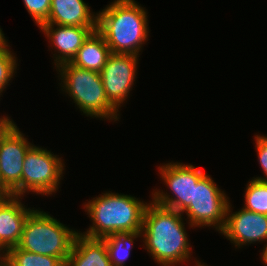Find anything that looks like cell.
<instances>
[{"mask_svg":"<svg viewBox=\"0 0 267 266\" xmlns=\"http://www.w3.org/2000/svg\"><path fill=\"white\" fill-rule=\"evenodd\" d=\"M2 264V254L0 253V265Z\"/></svg>","mask_w":267,"mask_h":266,"instance_id":"obj_28","label":"cell"},{"mask_svg":"<svg viewBox=\"0 0 267 266\" xmlns=\"http://www.w3.org/2000/svg\"><path fill=\"white\" fill-rule=\"evenodd\" d=\"M245 190L243 208L267 215V182L252 178Z\"/></svg>","mask_w":267,"mask_h":266,"instance_id":"obj_19","label":"cell"},{"mask_svg":"<svg viewBox=\"0 0 267 266\" xmlns=\"http://www.w3.org/2000/svg\"><path fill=\"white\" fill-rule=\"evenodd\" d=\"M138 59L132 54L112 53L100 72L107 99L118 111L133 90Z\"/></svg>","mask_w":267,"mask_h":266,"instance_id":"obj_10","label":"cell"},{"mask_svg":"<svg viewBox=\"0 0 267 266\" xmlns=\"http://www.w3.org/2000/svg\"><path fill=\"white\" fill-rule=\"evenodd\" d=\"M11 194L0 192V205L10 196Z\"/></svg>","mask_w":267,"mask_h":266,"instance_id":"obj_25","label":"cell"},{"mask_svg":"<svg viewBox=\"0 0 267 266\" xmlns=\"http://www.w3.org/2000/svg\"><path fill=\"white\" fill-rule=\"evenodd\" d=\"M261 262L267 266V244L264 245L260 256Z\"/></svg>","mask_w":267,"mask_h":266,"instance_id":"obj_24","label":"cell"},{"mask_svg":"<svg viewBox=\"0 0 267 266\" xmlns=\"http://www.w3.org/2000/svg\"><path fill=\"white\" fill-rule=\"evenodd\" d=\"M79 230L71 229L43 210L28 216L18 247L35 254L61 258L65 263Z\"/></svg>","mask_w":267,"mask_h":266,"instance_id":"obj_5","label":"cell"},{"mask_svg":"<svg viewBox=\"0 0 267 266\" xmlns=\"http://www.w3.org/2000/svg\"><path fill=\"white\" fill-rule=\"evenodd\" d=\"M8 115L0 116V135L8 128V126L13 122V119Z\"/></svg>","mask_w":267,"mask_h":266,"instance_id":"obj_23","label":"cell"},{"mask_svg":"<svg viewBox=\"0 0 267 266\" xmlns=\"http://www.w3.org/2000/svg\"><path fill=\"white\" fill-rule=\"evenodd\" d=\"M56 71L61 92L73 99L81 113L93 119L119 121L120 111L108 101L99 72L78 68L70 62L60 64Z\"/></svg>","mask_w":267,"mask_h":266,"instance_id":"obj_4","label":"cell"},{"mask_svg":"<svg viewBox=\"0 0 267 266\" xmlns=\"http://www.w3.org/2000/svg\"><path fill=\"white\" fill-rule=\"evenodd\" d=\"M51 150L33 145L24 157L22 169V197L32 192L36 195L55 194L65 173V162Z\"/></svg>","mask_w":267,"mask_h":266,"instance_id":"obj_6","label":"cell"},{"mask_svg":"<svg viewBox=\"0 0 267 266\" xmlns=\"http://www.w3.org/2000/svg\"><path fill=\"white\" fill-rule=\"evenodd\" d=\"M39 29L51 43L48 47H54V52L50 51L55 53L53 63L57 68L60 64L72 61L83 42L97 27L41 25Z\"/></svg>","mask_w":267,"mask_h":266,"instance_id":"obj_12","label":"cell"},{"mask_svg":"<svg viewBox=\"0 0 267 266\" xmlns=\"http://www.w3.org/2000/svg\"><path fill=\"white\" fill-rule=\"evenodd\" d=\"M0 27H1V26H0ZM4 35H5V34L3 33L2 28H0V43H2L5 39H7V38H5Z\"/></svg>","mask_w":267,"mask_h":266,"instance_id":"obj_26","label":"cell"},{"mask_svg":"<svg viewBox=\"0 0 267 266\" xmlns=\"http://www.w3.org/2000/svg\"><path fill=\"white\" fill-rule=\"evenodd\" d=\"M10 47L8 39L0 43V97L17 73L18 60Z\"/></svg>","mask_w":267,"mask_h":266,"instance_id":"obj_20","label":"cell"},{"mask_svg":"<svg viewBox=\"0 0 267 266\" xmlns=\"http://www.w3.org/2000/svg\"><path fill=\"white\" fill-rule=\"evenodd\" d=\"M232 205L229 201L225 226L220 233L238 249L256 242L267 244V215L244 208L233 212Z\"/></svg>","mask_w":267,"mask_h":266,"instance_id":"obj_11","label":"cell"},{"mask_svg":"<svg viewBox=\"0 0 267 266\" xmlns=\"http://www.w3.org/2000/svg\"><path fill=\"white\" fill-rule=\"evenodd\" d=\"M22 199L21 196L10 195L0 205V253L2 255L8 249L18 246L24 224L35 209L24 205Z\"/></svg>","mask_w":267,"mask_h":266,"instance_id":"obj_13","label":"cell"},{"mask_svg":"<svg viewBox=\"0 0 267 266\" xmlns=\"http://www.w3.org/2000/svg\"><path fill=\"white\" fill-rule=\"evenodd\" d=\"M137 238H142L141 231L111 234L102 238L112 266H126Z\"/></svg>","mask_w":267,"mask_h":266,"instance_id":"obj_17","label":"cell"},{"mask_svg":"<svg viewBox=\"0 0 267 266\" xmlns=\"http://www.w3.org/2000/svg\"><path fill=\"white\" fill-rule=\"evenodd\" d=\"M229 199L206 173L194 186L193 202L182 214H186V221L192 229L205 226L215 228L220 233L225 226Z\"/></svg>","mask_w":267,"mask_h":266,"instance_id":"obj_8","label":"cell"},{"mask_svg":"<svg viewBox=\"0 0 267 266\" xmlns=\"http://www.w3.org/2000/svg\"><path fill=\"white\" fill-rule=\"evenodd\" d=\"M4 266H66L58 257L44 256L20 249L18 246L8 249L2 255Z\"/></svg>","mask_w":267,"mask_h":266,"instance_id":"obj_18","label":"cell"},{"mask_svg":"<svg viewBox=\"0 0 267 266\" xmlns=\"http://www.w3.org/2000/svg\"><path fill=\"white\" fill-rule=\"evenodd\" d=\"M66 266H112V264L103 239L90 238L78 233Z\"/></svg>","mask_w":267,"mask_h":266,"instance_id":"obj_15","label":"cell"},{"mask_svg":"<svg viewBox=\"0 0 267 266\" xmlns=\"http://www.w3.org/2000/svg\"><path fill=\"white\" fill-rule=\"evenodd\" d=\"M111 54L104 37L96 30L83 42L70 63L78 68L100 73Z\"/></svg>","mask_w":267,"mask_h":266,"instance_id":"obj_16","label":"cell"},{"mask_svg":"<svg viewBox=\"0 0 267 266\" xmlns=\"http://www.w3.org/2000/svg\"><path fill=\"white\" fill-rule=\"evenodd\" d=\"M158 169L160 180L170 192L156 188L151 199L160 206L182 213L193 202L194 186L206 174L205 171L178 161L160 164Z\"/></svg>","mask_w":267,"mask_h":266,"instance_id":"obj_7","label":"cell"},{"mask_svg":"<svg viewBox=\"0 0 267 266\" xmlns=\"http://www.w3.org/2000/svg\"><path fill=\"white\" fill-rule=\"evenodd\" d=\"M23 2L38 28L48 20L51 0H23Z\"/></svg>","mask_w":267,"mask_h":266,"instance_id":"obj_21","label":"cell"},{"mask_svg":"<svg viewBox=\"0 0 267 266\" xmlns=\"http://www.w3.org/2000/svg\"><path fill=\"white\" fill-rule=\"evenodd\" d=\"M98 13L83 0H51L48 20L42 25L97 27Z\"/></svg>","mask_w":267,"mask_h":266,"instance_id":"obj_14","label":"cell"},{"mask_svg":"<svg viewBox=\"0 0 267 266\" xmlns=\"http://www.w3.org/2000/svg\"><path fill=\"white\" fill-rule=\"evenodd\" d=\"M254 137L258 162L261 166L264 176L253 177V179L267 182V135L265 136L263 134H256Z\"/></svg>","mask_w":267,"mask_h":266,"instance_id":"obj_22","label":"cell"},{"mask_svg":"<svg viewBox=\"0 0 267 266\" xmlns=\"http://www.w3.org/2000/svg\"><path fill=\"white\" fill-rule=\"evenodd\" d=\"M13 121L0 135V192L22 197L24 157L33 145Z\"/></svg>","mask_w":267,"mask_h":266,"instance_id":"obj_9","label":"cell"},{"mask_svg":"<svg viewBox=\"0 0 267 266\" xmlns=\"http://www.w3.org/2000/svg\"><path fill=\"white\" fill-rule=\"evenodd\" d=\"M147 204L148 202L127 194L111 191L99 194L83 203L92 225L87 231L79 233L102 239L111 234L141 231Z\"/></svg>","mask_w":267,"mask_h":266,"instance_id":"obj_3","label":"cell"},{"mask_svg":"<svg viewBox=\"0 0 267 266\" xmlns=\"http://www.w3.org/2000/svg\"><path fill=\"white\" fill-rule=\"evenodd\" d=\"M184 220L181 212L160 206L152 199L146 205L141 230L142 246L157 265L179 266L193 260Z\"/></svg>","mask_w":267,"mask_h":266,"instance_id":"obj_1","label":"cell"},{"mask_svg":"<svg viewBox=\"0 0 267 266\" xmlns=\"http://www.w3.org/2000/svg\"><path fill=\"white\" fill-rule=\"evenodd\" d=\"M97 13V31L111 52L140 56L150 36L146 8L135 0H113Z\"/></svg>","mask_w":267,"mask_h":266,"instance_id":"obj_2","label":"cell"},{"mask_svg":"<svg viewBox=\"0 0 267 266\" xmlns=\"http://www.w3.org/2000/svg\"><path fill=\"white\" fill-rule=\"evenodd\" d=\"M194 262H195V264H194L195 266H208V265H206V263H204V262L202 263L197 259Z\"/></svg>","mask_w":267,"mask_h":266,"instance_id":"obj_27","label":"cell"}]
</instances>
